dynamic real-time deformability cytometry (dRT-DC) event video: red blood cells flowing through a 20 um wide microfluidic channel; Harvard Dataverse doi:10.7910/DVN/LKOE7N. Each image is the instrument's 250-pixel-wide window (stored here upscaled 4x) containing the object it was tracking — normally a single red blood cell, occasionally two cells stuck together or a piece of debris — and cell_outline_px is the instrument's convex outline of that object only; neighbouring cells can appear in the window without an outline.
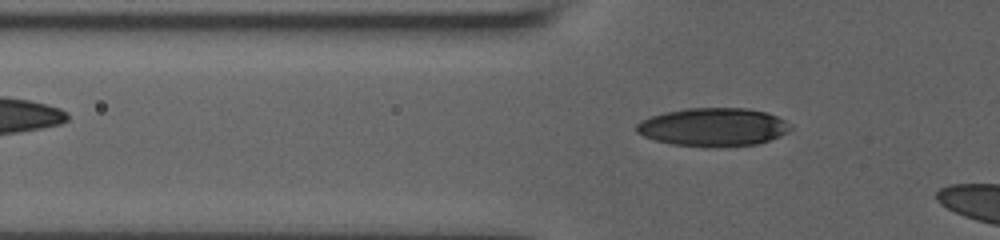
{"species": "human", "species_latin": "Homo sapiens", "temperature_condition": "room temperature", "stored_images_in_passage": 25, "camera_frame_rate_fps": 3000, "um_per_image_px": 0.085, "donor": {"sex": "male"}, "frame": {"image": 1, "passage_image": 22, "time_ms": 7.0, "image_size_px": [1000, 240], "cell_outline_px": [[792, 128], [788, 132], [780, 136], [760, 144], [672, 144], [656, 140], [644, 136], [636, 132], [636, 124], [640, 120], [664, 112], [688, 108], [748, 108], [768, 112], [792, 124]], "centroid_in_image_um": [60.65, 10.75], "position_along_channel_um": 65.1, "area_um2": 33.52}}